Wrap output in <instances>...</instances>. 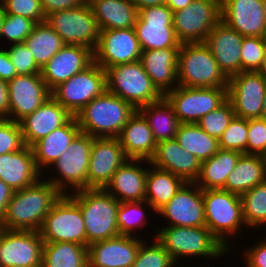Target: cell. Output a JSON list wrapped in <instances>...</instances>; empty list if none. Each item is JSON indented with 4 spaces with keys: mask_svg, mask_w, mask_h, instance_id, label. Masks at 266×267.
Returning <instances> with one entry per match:
<instances>
[{
    "mask_svg": "<svg viewBox=\"0 0 266 267\" xmlns=\"http://www.w3.org/2000/svg\"><path fill=\"white\" fill-rule=\"evenodd\" d=\"M175 139L201 162L211 158L220 149L218 139L210 136L197 123L180 124Z\"/></svg>",
    "mask_w": 266,
    "mask_h": 267,
    "instance_id": "74e56055",
    "label": "cell"
},
{
    "mask_svg": "<svg viewBox=\"0 0 266 267\" xmlns=\"http://www.w3.org/2000/svg\"><path fill=\"white\" fill-rule=\"evenodd\" d=\"M91 0H83L84 3H89Z\"/></svg>",
    "mask_w": 266,
    "mask_h": 267,
    "instance_id": "e7e4bbea",
    "label": "cell"
},
{
    "mask_svg": "<svg viewBox=\"0 0 266 267\" xmlns=\"http://www.w3.org/2000/svg\"><path fill=\"white\" fill-rule=\"evenodd\" d=\"M24 44L41 69L65 45L61 37L45 21L35 25Z\"/></svg>",
    "mask_w": 266,
    "mask_h": 267,
    "instance_id": "f35d334b",
    "label": "cell"
},
{
    "mask_svg": "<svg viewBox=\"0 0 266 267\" xmlns=\"http://www.w3.org/2000/svg\"><path fill=\"white\" fill-rule=\"evenodd\" d=\"M136 108L109 91L94 98L75 118L81 132L94 138H118Z\"/></svg>",
    "mask_w": 266,
    "mask_h": 267,
    "instance_id": "7a4b0ae2",
    "label": "cell"
},
{
    "mask_svg": "<svg viewBox=\"0 0 266 267\" xmlns=\"http://www.w3.org/2000/svg\"><path fill=\"white\" fill-rule=\"evenodd\" d=\"M154 238L168 251L175 263H179V259L185 257H200L201 260L211 261L229 255L230 252L223 244L212 234L206 227H180V226H164L158 227Z\"/></svg>",
    "mask_w": 266,
    "mask_h": 267,
    "instance_id": "3957f363",
    "label": "cell"
},
{
    "mask_svg": "<svg viewBox=\"0 0 266 267\" xmlns=\"http://www.w3.org/2000/svg\"><path fill=\"white\" fill-rule=\"evenodd\" d=\"M134 29L142 51L180 47L173 11L166 4L139 9Z\"/></svg>",
    "mask_w": 266,
    "mask_h": 267,
    "instance_id": "5bb4252c",
    "label": "cell"
},
{
    "mask_svg": "<svg viewBox=\"0 0 266 267\" xmlns=\"http://www.w3.org/2000/svg\"><path fill=\"white\" fill-rule=\"evenodd\" d=\"M247 155L266 157V121L261 118L248 119Z\"/></svg>",
    "mask_w": 266,
    "mask_h": 267,
    "instance_id": "f907efd6",
    "label": "cell"
},
{
    "mask_svg": "<svg viewBox=\"0 0 266 267\" xmlns=\"http://www.w3.org/2000/svg\"><path fill=\"white\" fill-rule=\"evenodd\" d=\"M145 237L119 235L87 247L88 267H132Z\"/></svg>",
    "mask_w": 266,
    "mask_h": 267,
    "instance_id": "44dd1931",
    "label": "cell"
},
{
    "mask_svg": "<svg viewBox=\"0 0 266 267\" xmlns=\"http://www.w3.org/2000/svg\"><path fill=\"white\" fill-rule=\"evenodd\" d=\"M221 20L244 37H265L263 0H221Z\"/></svg>",
    "mask_w": 266,
    "mask_h": 267,
    "instance_id": "7402d4cb",
    "label": "cell"
},
{
    "mask_svg": "<svg viewBox=\"0 0 266 267\" xmlns=\"http://www.w3.org/2000/svg\"><path fill=\"white\" fill-rule=\"evenodd\" d=\"M72 117L73 115L51 96L35 112L19 121L25 145L31 147L41 138L65 125Z\"/></svg>",
    "mask_w": 266,
    "mask_h": 267,
    "instance_id": "484cf974",
    "label": "cell"
},
{
    "mask_svg": "<svg viewBox=\"0 0 266 267\" xmlns=\"http://www.w3.org/2000/svg\"><path fill=\"white\" fill-rule=\"evenodd\" d=\"M1 2L6 14L24 16L36 23L45 21L41 0H2Z\"/></svg>",
    "mask_w": 266,
    "mask_h": 267,
    "instance_id": "681fc988",
    "label": "cell"
},
{
    "mask_svg": "<svg viewBox=\"0 0 266 267\" xmlns=\"http://www.w3.org/2000/svg\"><path fill=\"white\" fill-rule=\"evenodd\" d=\"M258 72L266 79V52L263 59V63L261 68L258 70Z\"/></svg>",
    "mask_w": 266,
    "mask_h": 267,
    "instance_id": "94428289",
    "label": "cell"
},
{
    "mask_svg": "<svg viewBox=\"0 0 266 267\" xmlns=\"http://www.w3.org/2000/svg\"><path fill=\"white\" fill-rule=\"evenodd\" d=\"M61 195L44 175L27 188L14 191L0 225L8 230L39 232L45 216Z\"/></svg>",
    "mask_w": 266,
    "mask_h": 267,
    "instance_id": "6da1fadb",
    "label": "cell"
},
{
    "mask_svg": "<svg viewBox=\"0 0 266 267\" xmlns=\"http://www.w3.org/2000/svg\"><path fill=\"white\" fill-rule=\"evenodd\" d=\"M41 267H88L87 247L72 242H44Z\"/></svg>",
    "mask_w": 266,
    "mask_h": 267,
    "instance_id": "8d00e7d4",
    "label": "cell"
},
{
    "mask_svg": "<svg viewBox=\"0 0 266 267\" xmlns=\"http://www.w3.org/2000/svg\"><path fill=\"white\" fill-rule=\"evenodd\" d=\"M242 153L219 149L211 158L202 161L195 183L202 190L223 189L228 175L233 171Z\"/></svg>",
    "mask_w": 266,
    "mask_h": 267,
    "instance_id": "836d02e7",
    "label": "cell"
},
{
    "mask_svg": "<svg viewBox=\"0 0 266 267\" xmlns=\"http://www.w3.org/2000/svg\"><path fill=\"white\" fill-rule=\"evenodd\" d=\"M145 207H148V213L149 211L154 212L152 206L147 201H131L119 203L117 224L119 227L120 235L140 237L137 231L141 230L142 232V229H144L148 223L146 220H149L148 216H146L148 213H146Z\"/></svg>",
    "mask_w": 266,
    "mask_h": 267,
    "instance_id": "ab89813d",
    "label": "cell"
},
{
    "mask_svg": "<svg viewBox=\"0 0 266 267\" xmlns=\"http://www.w3.org/2000/svg\"><path fill=\"white\" fill-rule=\"evenodd\" d=\"M193 0H166L165 4L173 11H179L187 6L192 2Z\"/></svg>",
    "mask_w": 266,
    "mask_h": 267,
    "instance_id": "680465c9",
    "label": "cell"
},
{
    "mask_svg": "<svg viewBox=\"0 0 266 267\" xmlns=\"http://www.w3.org/2000/svg\"><path fill=\"white\" fill-rule=\"evenodd\" d=\"M234 116L233 106L227 99L217 109L203 116L197 124L210 136L219 139Z\"/></svg>",
    "mask_w": 266,
    "mask_h": 267,
    "instance_id": "ee69618b",
    "label": "cell"
},
{
    "mask_svg": "<svg viewBox=\"0 0 266 267\" xmlns=\"http://www.w3.org/2000/svg\"><path fill=\"white\" fill-rule=\"evenodd\" d=\"M26 145L19 122L8 118L0 119V155L19 151Z\"/></svg>",
    "mask_w": 266,
    "mask_h": 267,
    "instance_id": "7dc6e473",
    "label": "cell"
},
{
    "mask_svg": "<svg viewBox=\"0 0 266 267\" xmlns=\"http://www.w3.org/2000/svg\"><path fill=\"white\" fill-rule=\"evenodd\" d=\"M266 180V157L242 154L228 175L224 190L241 196Z\"/></svg>",
    "mask_w": 266,
    "mask_h": 267,
    "instance_id": "d6a6232c",
    "label": "cell"
},
{
    "mask_svg": "<svg viewBox=\"0 0 266 267\" xmlns=\"http://www.w3.org/2000/svg\"><path fill=\"white\" fill-rule=\"evenodd\" d=\"M105 71L107 91L131 103L137 110L164 97L146 74L140 60L117 64Z\"/></svg>",
    "mask_w": 266,
    "mask_h": 267,
    "instance_id": "ba28073f",
    "label": "cell"
},
{
    "mask_svg": "<svg viewBox=\"0 0 266 267\" xmlns=\"http://www.w3.org/2000/svg\"><path fill=\"white\" fill-rule=\"evenodd\" d=\"M7 52L17 70V75L41 74V68L24 43L10 45Z\"/></svg>",
    "mask_w": 266,
    "mask_h": 267,
    "instance_id": "c3c4849f",
    "label": "cell"
},
{
    "mask_svg": "<svg viewBox=\"0 0 266 267\" xmlns=\"http://www.w3.org/2000/svg\"><path fill=\"white\" fill-rule=\"evenodd\" d=\"M266 94V79L259 72H240L228 80L227 99L235 116L260 118Z\"/></svg>",
    "mask_w": 266,
    "mask_h": 267,
    "instance_id": "2e32d148",
    "label": "cell"
},
{
    "mask_svg": "<svg viewBox=\"0 0 266 267\" xmlns=\"http://www.w3.org/2000/svg\"><path fill=\"white\" fill-rule=\"evenodd\" d=\"M39 233L44 242H72L87 247L80 206L68 194H62L53 204Z\"/></svg>",
    "mask_w": 266,
    "mask_h": 267,
    "instance_id": "9c48e42d",
    "label": "cell"
},
{
    "mask_svg": "<svg viewBox=\"0 0 266 267\" xmlns=\"http://www.w3.org/2000/svg\"><path fill=\"white\" fill-rule=\"evenodd\" d=\"M17 76V70L12 64L7 49H0V79L9 82Z\"/></svg>",
    "mask_w": 266,
    "mask_h": 267,
    "instance_id": "db71d44e",
    "label": "cell"
},
{
    "mask_svg": "<svg viewBox=\"0 0 266 267\" xmlns=\"http://www.w3.org/2000/svg\"><path fill=\"white\" fill-rule=\"evenodd\" d=\"M179 48L142 51L140 61L152 83L165 95L178 86L177 62Z\"/></svg>",
    "mask_w": 266,
    "mask_h": 267,
    "instance_id": "f1b7e54d",
    "label": "cell"
},
{
    "mask_svg": "<svg viewBox=\"0 0 266 267\" xmlns=\"http://www.w3.org/2000/svg\"><path fill=\"white\" fill-rule=\"evenodd\" d=\"M118 139L129 159L150 160L157 146L148 121L139 110L124 125Z\"/></svg>",
    "mask_w": 266,
    "mask_h": 267,
    "instance_id": "4dcf8cb0",
    "label": "cell"
},
{
    "mask_svg": "<svg viewBox=\"0 0 266 267\" xmlns=\"http://www.w3.org/2000/svg\"><path fill=\"white\" fill-rule=\"evenodd\" d=\"M3 227L0 225V235L2 233Z\"/></svg>",
    "mask_w": 266,
    "mask_h": 267,
    "instance_id": "03108f58",
    "label": "cell"
},
{
    "mask_svg": "<svg viewBox=\"0 0 266 267\" xmlns=\"http://www.w3.org/2000/svg\"><path fill=\"white\" fill-rule=\"evenodd\" d=\"M151 166V167H150ZM186 181L173 173L150 165L145 185V201L157 213L181 189Z\"/></svg>",
    "mask_w": 266,
    "mask_h": 267,
    "instance_id": "e575fe53",
    "label": "cell"
},
{
    "mask_svg": "<svg viewBox=\"0 0 266 267\" xmlns=\"http://www.w3.org/2000/svg\"><path fill=\"white\" fill-rule=\"evenodd\" d=\"M41 4L46 16L52 12L80 7L84 2L83 0H41Z\"/></svg>",
    "mask_w": 266,
    "mask_h": 267,
    "instance_id": "f5cc1de1",
    "label": "cell"
},
{
    "mask_svg": "<svg viewBox=\"0 0 266 267\" xmlns=\"http://www.w3.org/2000/svg\"><path fill=\"white\" fill-rule=\"evenodd\" d=\"M157 214L169 221L166 226H205L203 190L195 182H186Z\"/></svg>",
    "mask_w": 266,
    "mask_h": 267,
    "instance_id": "ac0fdd59",
    "label": "cell"
},
{
    "mask_svg": "<svg viewBox=\"0 0 266 267\" xmlns=\"http://www.w3.org/2000/svg\"><path fill=\"white\" fill-rule=\"evenodd\" d=\"M203 201L205 226L227 250H232L231 237L235 238L243 226L247 229L241 197L223 189L203 190Z\"/></svg>",
    "mask_w": 266,
    "mask_h": 267,
    "instance_id": "5b68a950",
    "label": "cell"
},
{
    "mask_svg": "<svg viewBox=\"0 0 266 267\" xmlns=\"http://www.w3.org/2000/svg\"><path fill=\"white\" fill-rule=\"evenodd\" d=\"M265 52V37H244L241 48V72H258Z\"/></svg>",
    "mask_w": 266,
    "mask_h": 267,
    "instance_id": "f6af8a7d",
    "label": "cell"
},
{
    "mask_svg": "<svg viewBox=\"0 0 266 267\" xmlns=\"http://www.w3.org/2000/svg\"><path fill=\"white\" fill-rule=\"evenodd\" d=\"M243 38V35L220 20L204 41L228 79L241 72Z\"/></svg>",
    "mask_w": 266,
    "mask_h": 267,
    "instance_id": "cb8c5ba5",
    "label": "cell"
},
{
    "mask_svg": "<svg viewBox=\"0 0 266 267\" xmlns=\"http://www.w3.org/2000/svg\"><path fill=\"white\" fill-rule=\"evenodd\" d=\"M79 206L89 244L120 235L117 224L119 201L103 188L82 189L68 194Z\"/></svg>",
    "mask_w": 266,
    "mask_h": 267,
    "instance_id": "277c9868",
    "label": "cell"
},
{
    "mask_svg": "<svg viewBox=\"0 0 266 267\" xmlns=\"http://www.w3.org/2000/svg\"><path fill=\"white\" fill-rule=\"evenodd\" d=\"M5 11H4V6L2 4V2L0 1V39H1V29H2V24H3V20L5 18Z\"/></svg>",
    "mask_w": 266,
    "mask_h": 267,
    "instance_id": "91938a15",
    "label": "cell"
},
{
    "mask_svg": "<svg viewBox=\"0 0 266 267\" xmlns=\"http://www.w3.org/2000/svg\"><path fill=\"white\" fill-rule=\"evenodd\" d=\"M129 158L118 138H94L87 173V189L104 188Z\"/></svg>",
    "mask_w": 266,
    "mask_h": 267,
    "instance_id": "d6986e66",
    "label": "cell"
},
{
    "mask_svg": "<svg viewBox=\"0 0 266 267\" xmlns=\"http://www.w3.org/2000/svg\"><path fill=\"white\" fill-rule=\"evenodd\" d=\"M164 97L173 106L181 124L197 123L227 100V87L191 88L178 85Z\"/></svg>",
    "mask_w": 266,
    "mask_h": 267,
    "instance_id": "4fadbf2b",
    "label": "cell"
},
{
    "mask_svg": "<svg viewBox=\"0 0 266 267\" xmlns=\"http://www.w3.org/2000/svg\"><path fill=\"white\" fill-rule=\"evenodd\" d=\"M44 241L38 231L3 229L0 267H41Z\"/></svg>",
    "mask_w": 266,
    "mask_h": 267,
    "instance_id": "9a60e30c",
    "label": "cell"
},
{
    "mask_svg": "<svg viewBox=\"0 0 266 267\" xmlns=\"http://www.w3.org/2000/svg\"><path fill=\"white\" fill-rule=\"evenodd\" d=\"M243 218L247 228L266 227V180L241 196Z\"/></svg>",
    "mask_w": 266,
    "mask_h": 267,
    "instance_id": "60d3db41",
    "label": "cell"
},
{
    "mask_svg": "<svg viewBox=\"0 0 266 267\" xmlns=\"http://www.w3.org/2000/svg\"><path fill=\"white\" fill-rule=\"evenodd\" d=\"M263 9H264V15L266 18V0H263Z\"/></svg>",
    "mask_w": 266,
    "mask_h": 267,
    "instance_id": "be15d7a7",
    "label": "cell"
},
{
    "mask_svg": "<svg viewBox=\"0 0 266 267\" xmlns=\"http://www.w3.org/2000/svg\"><path fill=\"white\" fill-rule=\"evenodd\" d=\"M37 23L27 17L6 14L1 29V38H7L8 43L13 44L24 43L25 39L33 31Z\"/></svg>",
    "mask_w": 266,
    "mask_h": 267,
    "instance_id": "bcb514c9",
    "label": "cell"
},
{
    "mask_svg": "<svg viewBox=\"0 0 266 267\" xmlns=\"http://www.w3.org/2000/svg\"><path fill=\"white\" fill-rule=\"evenodd\" d=\"M42 176L31 147L25 146L19 151L0 155V179L14 191L27 188Z\"/></svg>",
    "mask_w": 266,
    "mask_h": 267,
    "instance_id": "83f0119b",
    "label": "cell"
},
{
    "mask_svg": "<svg viewBox=\"0 0 266 267\" xmlns=\"http://www.w3.org/2000/svg\"><path fill=\"white\" fill-rule=\"evenodd\" d=\"M10 103V120L19 122L35 112L51 97L41 74L17 75L7 82Z\"/></svg>",
    "mask_w": 266,
    "mask_h": 267,
    "instance_id": "ffe728a7",
    "label": "cell"
},
{
    "mask_svg": "<svg viewBox=\"0 0 266 267\" xmlns=\"http://www.w3.org/2000/svg\"><path fill=\"white\" fill-rule=\"evenodd\" d=\"M10 119L8 83L0 79V119Z\"/></svg>",
    "mask_w": 266,
    "mask_h": 267,
    "instance_id": "11a10c76",
    "label": "cell"
},
{
    "mask_svg": "<svg viewBox=\"0 0 266 267\" xmlns=\"http://www.w3.org/2000/svg\"><path fill=\"white\" fill-rule=\"evenodd\" d=\"M45 22L61 37L64 44L81 45L95 50L100 30L88 3L80 7L52 12Z\"/></svg>",
    "mask_w": 266,
    "mask_h": 267,
    "instance_id": "8fae6325",
    "label": "cell"
},
{
    "mask_svg": "<svg viewBox=\"0 0 266 267\" xmlns=\"http://www.w3.org/2000/svg\"><path fill=\"white\" fill-rule=\"evenodd\" d=\"M107 90L106 71L95 61L51 91V96L73 116Z\"/></svg>",
    "mask_w": 266,
    "mask_h": 267,
    "instance_id": "30bf717a",
    "label": "cell"
},
{
    "mask_svg": "<svg viewBox=\"0 0 266 267\" xmlns=\"http://www.w3.org/2000/svg\"><path fill=\"white\" fill-rule=\"evenodd\" d=\"M80 132L81 129L73 116L65 125L35 142L31 148L38 170L42 174L47 171Z\"/></svg>",
    "mask_w": 266,
    "mask_h": 267,
    "instance_id": "f546056e",
    "label": "cell"
},
{
    "mask_svg": "<svg viewBox=\"0 0 266 267\" xmlns=\"http://www.w3.org/2000/svg\"><path fill=\"white\" fill-rule=\"evenodd\" d=\"M261 119L266 121V94H265V99H264V103H263V109H262V113H261Z\"/></svg>",
    "mask_w": 266,
    "mask_h": 267,
    "instance_id": "6125c7cd",
    "label": "cell"
},
{
    "mask_svg": "<svg viewBox=\"0 0 266 267\" xmlns=\"http://www.w3.org/2000/svg\"><path fill=\"white\" fill-rule=\"evenodd\" d=\"M221 20V0H193L189 6L173 12V27L178 41L204 43Z\"/></svg>",
    "mask_w": 266,
    "mask_h": 267,
    "instance_id": "7c38bea8",
    "label": "cell"
},
{
    "mask_svg": "<svg viewBox=\"0 0 266 267\" xmlns=\"http://www.w3.org/2000/svg\"><path fill=\"white\" fill-rule=\"evenodd\" d=\"M148 166L149 160L128 159L103 189L119 202L145 201Z\"/></svg>",
    "mask_w": 266,
    "mask_h": 267,
    "instance_id": "d4e9b609",
    "label": "cell"
},
{
    "mask_svg": "<svg viewBox=\"0 0 266 267\" xmlns=\"http://www.w3.org/2000/svg\"><path fill=\"white\" fill-rule=\"evenodd\" d=\"M177 80L179 86L204 88L227 87L229 79L205 43H182L178 51Z\"/></svg>",
    "mask_w": 266,
    "mask_h": 267,
    "instance_id": "8992f818",
    "label": "cell"
},
{
    "mask_svg": "<svg viewBox=\"0 0 266 267\" xmlns=\"http://www.w3.org/2000/svg\"><path fill=\"white\" fill-rule=\"evenodd\" d=\"M139 10L149 6H160L165 4L166 0H130Z\"/></svg>",
    "mask_w": 266,
    "mask_h": 267,
    "instance_id": "6f0895ef",
    "label": "cell"
},
{
    "mask_svg": "<svg viewBox=\"0 0 266 267\" xmlns=\"http://www.w3.org/2000/svg\"><path fill=\"white\" fill-rule=\"evenodd\" d=\"M248 119L234 116L218 139L222 150H235L247 154Z\"/></svg>",
    "mask_w": 266,
    "mask_h": 267,
    "instance_id": "7bdbcfd3",
    "label": "cell"
},
{
    "mask_svg": "<svg viewBox=\"0 0 266 267\" xmlns=\"http://www.w3.org/2000/svg\"><path fill=\"white\" fill-rule=\"evenodd\" d=\"M92 143L93 137L91 135L80 132L60 158L53 162L48 171L43 173L46 175L45 179L51 182L62 194L87 189V173ZM47 172H50L51 175L54 172L55 175L50 177Z\"/></svg>",
    "mask_w": 266,
    "mask_h": 267,
    "instance_id": "52a82bcc",
    "label": "cell"
},
{
    "mask_svg": "<svg viewBox=\"0 0 266 267\" xmlns=\"http://www.w3.org/2000/svg\"><path fill=\"white\" fill-rule=\"evenodd\" d=\"M143 241L132 267H175L176 264L168 251L154 238L152 244Z\"/></svg>",
    "mask_w": 266,
    "mask_h": 267,
    "instance_id": "b9f144b4",
    "label": "cell"
},
{
    "mask_svg": "<svg viewBox=\"0 0 266 267\" xmlns=\"http://www.w3.org/2000/svg\"><path fill=\"white\" fill-rule=\"evenodd\" d=\"M89 6L99 30L134 28L138 9L130 0H91Z\"/></svg>",
    "mask_w": 266,
    "mask_h": 267,
    "instance_id": "1f68e13d",
    "label": "cell"
},
{
    "mask_svg": "<svg viewBox=\"0 0 266 267\" xmlns=\"http://www.w3.org/2000/svg\"><path fill=\"white\" fill-rule=\"evenodd\" d=\"M149 162L150 165L169 171L186 182L196 181L202 164L200 159L180 146L176 139L158 142Z\"/></svg>",
    "mask_w": 266,
    "mask_h": 267,
    "instance_id": "4316f807",
    "label": "cell"
},
{
    "mask_svg": "<svg viewBox=\"0 0 266 267\" xmlns=\"http://www.w3.org/2000/svg\"><path fill=\"white\" fill-rule=\"evenodd\" d=\"M263 238L261 236V241L258 240L259 242L246 246L247 249L243 250L242 256L244 254L243 261L246 267H266V237Z\"/></svg>",
    "mask_w": 266,
    "mask_h": 267,
    "instance_id": "816d5d0a",
    "label": "cell"
},
{
    "mask_svg": "<svg viewBox=\"0 0 266 267\" xmlns=\"http://www.w3.org/2000/svg\"><path fill=\"white\" fill-rule=\"evenodd\" d=\"M94 61L93 50L65 44L41 69L42 79L52 91L59 84L87 68Z\"/></svg>",
    "mask_w": 266,
    "mask_h": 267,
    "instance_id": "603a6c76",
    "label": "cell"
},
{
    "mask_svg": "<svg viewBox=\"0 0 266 267\" xmlns=\"http://www.w3.org/2000/svg\"><path fill=\"white\" fill-rule=\"evenodd\" d=\"M14 190L0 179V222L4 218L7 205L13 196Z\"/></svg>",
    "mask_w": 266,
    "mask_h": 267,
    "instance_id": "9f6ffc18",
    "label": "cell"
},
{
    "mask_svg": "<svg viewBox=\"0 0 266 267\" xmlns=\"http://www.w3.org/2000/svg\"><path fill=\"white\" fill-rule=\"evenodd\" d=\"M141 53L134 28L100 30L98 44L93 51L94 61L104 70L138 61Z\"/></svg>",
    "mask_w": 266,
    "mask_h": 267,
    "instance_id": "e0dca14e",
    "label": "cell"
},
{
    "mask_svg": "<svg viewBox=\"0 0 266 267\" xmlns=\"http://www.w3.org/2000/svg\"><path fill=\"white\" fill-rule=\"evenodd\" d=\"M138 110L148 121L157 143L176 138L181 123L173 106L165 97L160 101L141 106Z\"/></svg>",
    "mask_w": 266,
    "mask_h": 267,
    "instance_id": "d590c367",
    "label": "cell"
}]
</instances>
